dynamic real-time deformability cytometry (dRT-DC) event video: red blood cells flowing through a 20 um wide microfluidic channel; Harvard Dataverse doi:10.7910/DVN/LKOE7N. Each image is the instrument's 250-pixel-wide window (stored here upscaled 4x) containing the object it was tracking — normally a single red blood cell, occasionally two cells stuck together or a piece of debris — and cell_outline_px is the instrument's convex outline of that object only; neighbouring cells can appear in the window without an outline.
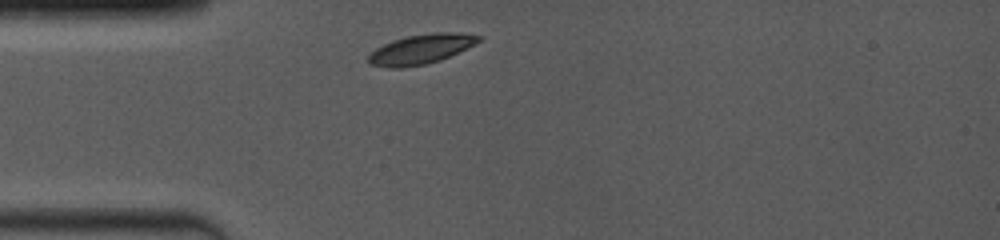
{"species": "common noctule bat (a hibernating species)", "species_latin": "Nyctalus noctula", "temperature_condition": "room temperature", "stored_images_in_passage": 11, "camera_frame_rate_fps": 4000, "um_per_image_px": 0.085, "animal": {"sex": "female", "body_mass_g": 19.0, "forearm_length_mm": 53.3}, "frame": {"image": 1, "passage_image": 1, "time_ms": 0.0, "image_size_px": [1000, 240], "cell_outline_px": [[480, 40], [476, 44], [440, 60], [424, 64], [400, 68], [388, 68], [372, 64], [368, 60], [368, 56], [376, 48], [392, 40], [408, 36], [436, 32], [460, 32], [480, 36]], "centroid_in_image_um": [35.79, 4.17], "position_along_channel_um": 49.2, "area_um2": 18.84}}
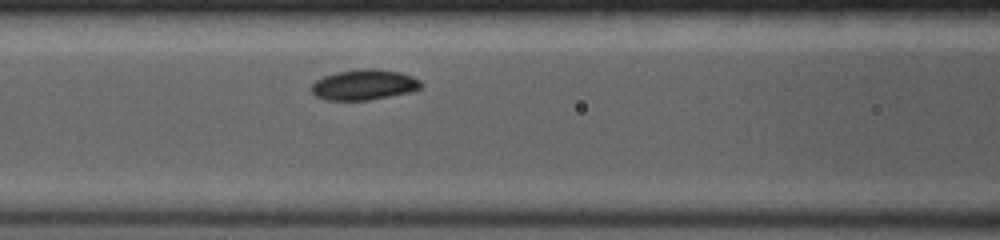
{"frame": {"image": 2, "passage_image": 7, "time_ms": 2.5, "image_size_px": [1000, 240], "cell_outline_px": [[424, 84], [420, 88], [408, 92], [368, 100], [324, 100], [316, 96], [308, 88], [316, 80], [324, 76], [336, 72], [360, 68], [376, 68], [400, 72], [412, 76], [420, 80]], "centroid_in_image_um": [30.91, 7.19], "position_along_channel_um": 135.7, "area_um2": 19.59}}
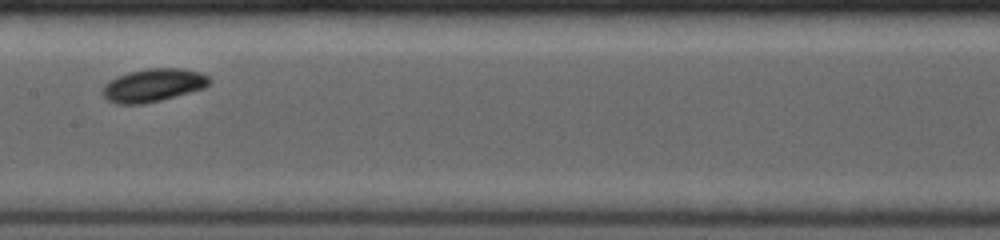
{"frame": {"image": 3, "passage_image": 10, "time_ms": 4.0, "image_size_px": [1000, 240], "cell_outline_px": [[212, 80], [204, 88], [160, 100], [144, 104], [116, 104], [108, 100], [100, 92], [104, 84], [108, 80], [116, 76], [128, 72], [148, 68], [180, 68], [200, 72], [208, 76]], "centroid_in_image_um": [12.98, 7.24], "position_along_channel_um": 194.4, "area_um2": 20.69}}